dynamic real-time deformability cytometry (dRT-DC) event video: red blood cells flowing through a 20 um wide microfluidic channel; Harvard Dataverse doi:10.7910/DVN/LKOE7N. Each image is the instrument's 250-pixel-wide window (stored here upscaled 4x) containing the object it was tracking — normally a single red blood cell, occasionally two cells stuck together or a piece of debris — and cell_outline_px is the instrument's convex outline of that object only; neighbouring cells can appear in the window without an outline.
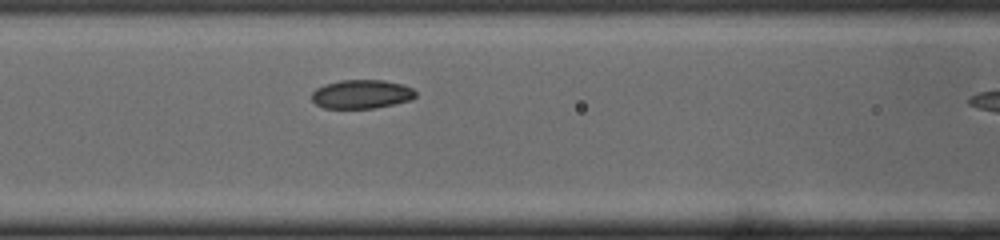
{"species": "common noctule bat (a hibernating species)", "species_latin": "Nyctalus noctula", "temperature_condition": "cold", "stored_images_in_passage": 11, "camera_frame_rate_fps": 3000, "um_per_image_px": 0.085, "animal": {"sex": "male", "body_mass_g": 19.0, "forearm_length_mm": 50.8}, "frame": {"image": 1, "passage_image": 10, "time_ms": 3.0, "image_size_px": [1000, 240], "cell_outline_px": [[416, 96], [412, 100], [372, 108], [324, 108], [316, 104], [312, 100], [312, 92], [316, 88], [324, 84], [340, 80], [384, 80], [404, 84], [412, 88], [416, 92]], "centroid_in_image_um": [30.74, 7.99], "position_along_channel_um": 135.9, "area_um2": 17.51}}